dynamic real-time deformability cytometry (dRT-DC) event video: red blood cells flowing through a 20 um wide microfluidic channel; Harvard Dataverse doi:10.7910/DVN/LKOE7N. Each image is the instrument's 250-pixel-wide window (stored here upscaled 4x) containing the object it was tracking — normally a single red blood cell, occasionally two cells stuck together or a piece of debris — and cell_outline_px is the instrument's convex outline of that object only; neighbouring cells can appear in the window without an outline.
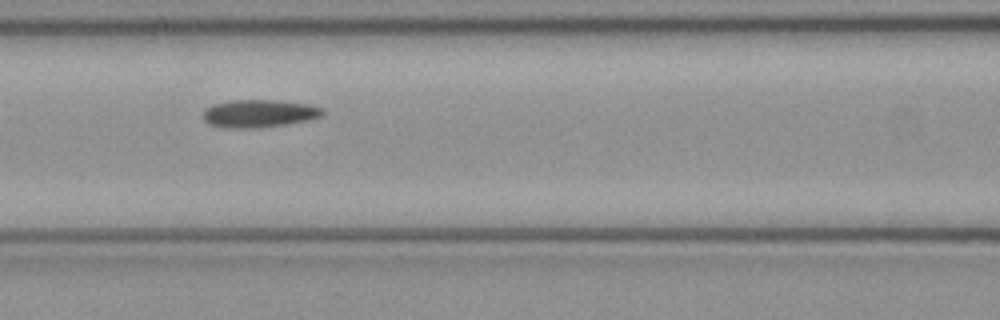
{"species": "common noctule bat (a hibernating species)", "species_latin": "Nyctalus noctula", "temperature_condition": "cold", "stored_images_in_passage": 4, "camera_frame_rate_fps": 3000, "um_per_image_px": 0.085, "animal": {"sex": "female", "body_mass_g": 21.9}, "frame": {"image": 1, "passage_image": 3, "time_ms": 0.667, "image_size_px": [1000, 320], "cell_outline_px": [[324, 112], [320, 116], [308, 120], [288, 124], [260, 128], [224, 128], [208, 124], [204, 120], [204, 108], [212, 104], [232, 100], [272, 100], [308, 104], [324, 108]], "centroid_in_image_um": [21.99, 9.65], "position_along_channel_um": 144.6, "area_um2": 19.48}}
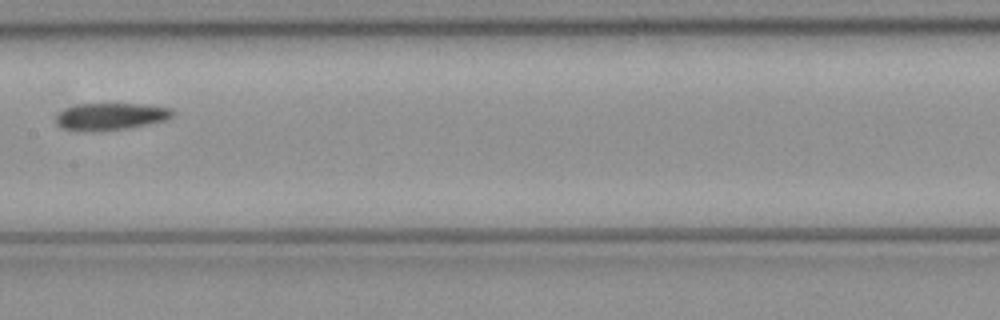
{"frame": {"image": 2, "passage_image": 4, "time_ms": 1.0, "image_size_px": [1000, 320], "cell_outline_px": [[176, 112], [168, 120], [128, 128], [100, 132], [76, 132], [60, 128], [56, 124], [56, 112], [64, 108], [76, 104], [140, 104], [172, 108]], "centroid_in_image_um": [9.34, 9.92], "position_along_channel_um": 198.1, "area_um2": 19.07}}